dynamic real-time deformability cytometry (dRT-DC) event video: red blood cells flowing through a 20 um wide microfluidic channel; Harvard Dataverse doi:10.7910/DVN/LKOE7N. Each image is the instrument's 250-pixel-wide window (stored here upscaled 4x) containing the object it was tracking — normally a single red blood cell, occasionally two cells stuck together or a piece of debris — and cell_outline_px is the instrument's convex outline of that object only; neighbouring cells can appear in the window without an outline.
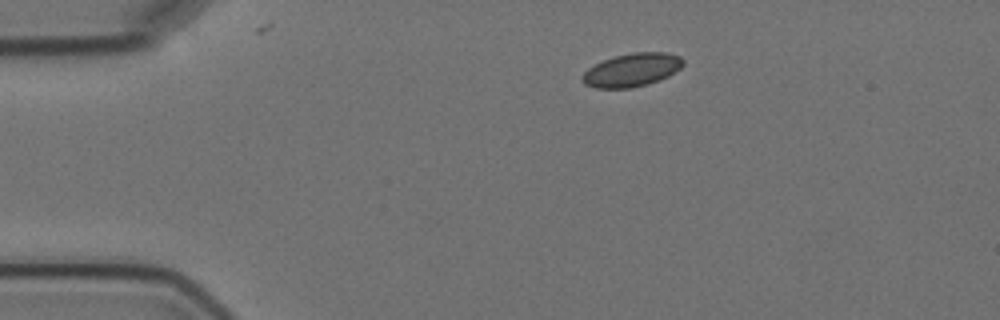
{"species": "Egyptian fruit bat (a non-hibernating species)", "species_latin": "Rousettus aegyptiacus", "temperature_condition": "cold", "stored_images_in_passage": 6, "camera_frame_rate_fps": 3000, "um_per_image_px": 0.085, "animal": {"sex": "female"}, "frame": {"image": 1, "passage_image": 1, "time_ms": 0.0, "image_size_px": [1000, 320], "cell_outline_px": [[684, 64], [680, 68], [668, 76], [660, 80], [648, 84], [632, 88], [596, 88], [584, 84], [580, 80], [580, 76], [588, 68], [604, 60], [616, 56], [632, 52], [664, 52], [680, 56], [684, 60]], "centroid_in_image_um": [53.7, 5.95], "position_along_channel_um": 31.3, "area_um2": 19.65}}
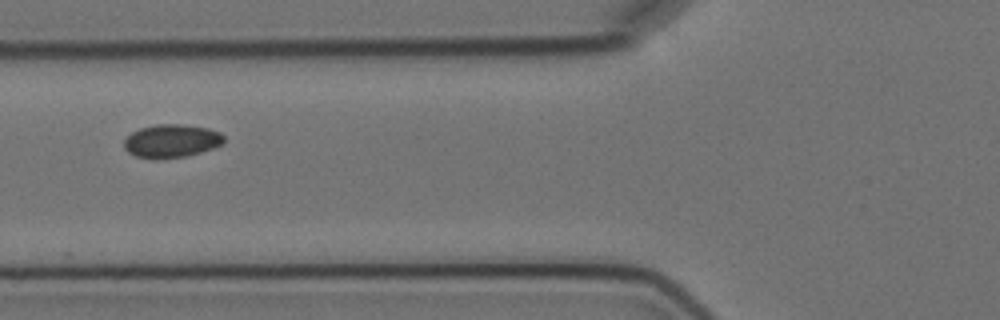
{"frame": {"image": 2, "passage_image": 4, "time_ms": 3.667, "image_size_px": [1000, 320], "cell_outline_px": [[224, 144], [188, 156], [156, 160], [136, 156], [128, 152], [124, 148], [124, 140], [132, 132], [140, 128], [156, 124], [180, 124], [208, 128], [220, 132], [224, 136]], "centroid_in_image_um": [14.58, 11.99], "position_along_channel_um": 111.2, "area_um2": 19.54}}
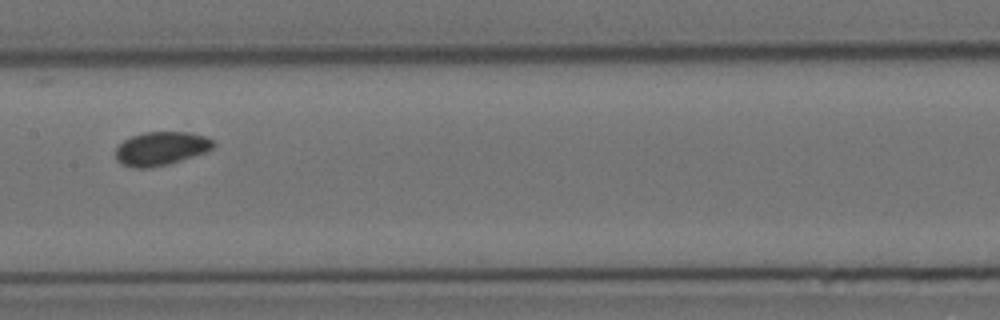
{"frame": {"image": 3, "passage_image": 6, "time_ms": 6.0, "image_size_px": [1000, 320], "cell_outline_px": [[216, 144], [212, 148], [204, 152], [168, 164], [148, 168], [136, 168], [120, 164], [116, 160], [116, 148], [124, 140], [132, 136], [144, 132], [184, 132], [204, 136], [212, 140]], "centroid_in_image_um": [13.64, 12.63], "position_along_channel_um": 193.8, "area_um2": 18.9}}